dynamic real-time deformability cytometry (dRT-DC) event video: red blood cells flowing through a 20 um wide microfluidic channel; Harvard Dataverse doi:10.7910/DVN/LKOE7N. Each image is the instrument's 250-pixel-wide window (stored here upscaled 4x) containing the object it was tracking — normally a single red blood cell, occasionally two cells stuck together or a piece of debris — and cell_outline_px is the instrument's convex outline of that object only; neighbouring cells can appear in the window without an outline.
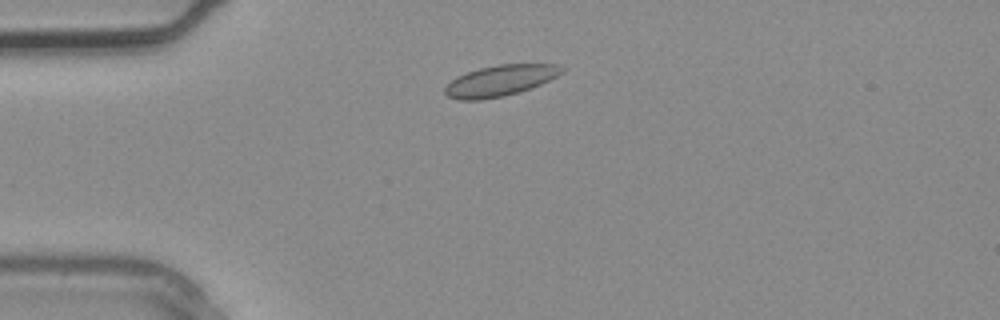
{"species": "common noctule bat (a hibernating species)", "species_latin": "Nyctalus noctula", "temperature_condition": "warm", "stored_images_in_passage": 2, "camera_frame_rate_fps": 3000, "um_per_image_px": 0.085, "animal": {"sex": "male", "body_mass_g": 20.4}, "frame": {"image": 1, "passage_image": 2, "time_ms": 0.333, "image_size_px": [1000, 320], "cell_outline_px": [[564, 72], [532, 88], [520, 92], [504, 96], [480, 100], [460, 100], [448, 96], [444, 92], [444, 88], [456, 76], [480, 68], [500, 64], [560, 64], [564, 68]], "centroid_in_image_um": [42.53, 6.85], "position_along_channel_um": 42.5, "area_um2": 21.04}}